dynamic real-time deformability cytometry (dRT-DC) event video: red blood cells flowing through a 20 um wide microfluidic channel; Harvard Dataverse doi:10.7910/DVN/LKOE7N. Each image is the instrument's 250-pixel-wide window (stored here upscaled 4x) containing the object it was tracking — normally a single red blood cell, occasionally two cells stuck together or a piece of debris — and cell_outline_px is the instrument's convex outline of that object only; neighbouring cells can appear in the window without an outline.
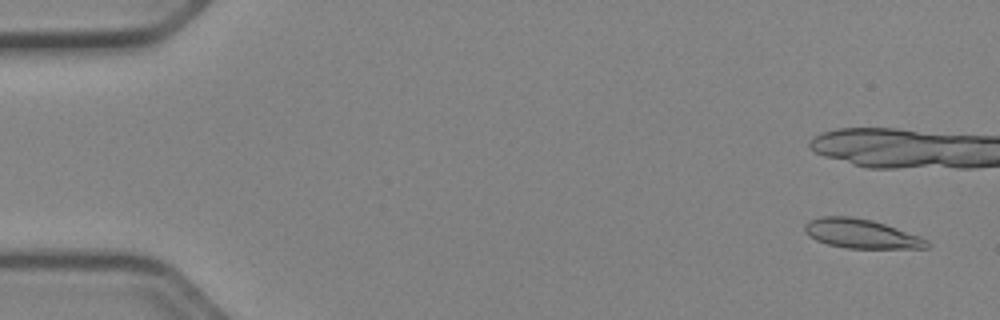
{"species": "Egyptian fruit bat (a non-hibernating species)", "species_latin": "Rousettus aegyptiacus", "temperature_condition": "cold", "stored_images_in_passage": 14, "camera_frame_rate_fps": 3000, "um_per_image_px": 0.085, "animal": {"sex": "female"}, "frame": {"image": 1, "passage_image": 3, "time_ms": 0.667, "image_size_px": [1000, 320], "cell_outline_px": [[932, 244], [928, 248], [844, 248], [828, 244], [816, 240], [808, 236], [804, 232], [804, 224], [808, 220], [820, 216], [852, 216], [872, 220], [920, 236], [928, 240]], "centroid_in_image_um": [73.18, 19.86], "position_along_channel_um": 11.8, "area_um2": 20.98}}